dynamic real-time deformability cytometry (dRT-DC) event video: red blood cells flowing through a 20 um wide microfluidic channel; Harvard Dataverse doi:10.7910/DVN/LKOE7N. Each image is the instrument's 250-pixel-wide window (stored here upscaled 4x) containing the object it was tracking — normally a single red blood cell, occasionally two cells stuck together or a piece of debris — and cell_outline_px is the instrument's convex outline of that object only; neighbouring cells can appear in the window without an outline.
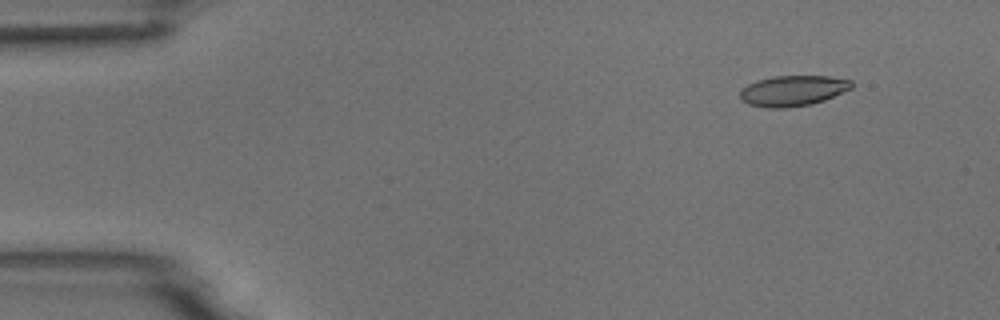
{"species": "common noctule bat (a hibernating species)", "species_latin": "Nyctalus noctula", "temperature_condition": "room temperature", "stored_images_in_passage": 5, "camera_frame_rate_fps": 3000, "um_per_image_px": 0.085, "animal": {"sex": "male", "body_mass_g": 18.8}, "frame": {"image": 1, "passage_image": 2, "time_ms": 1.333, "image_size_px": [1000, 320], "cell_outline_px": [[852, 88], [824, 100], [808, 104], [784, 108], [764, 108], [748, 104], [740, 100], [740, 88], [756, 80], [772, 76], [828, 76], [852, 80]], "centroid_in_image_um": [67.34, 7.71], "position_along_channel_um": 17.7, "area_um2": 19.94}}
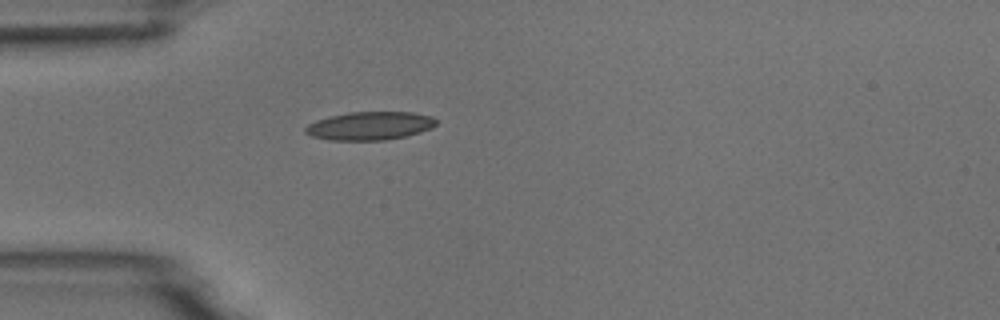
{"frame": {"image": 2, "passage_image": 5, "time_ms": 4.667, "image_size_px": [1000, 320], "cell_outline_px": [[436, 124], [432, 128], [408, 136], [384, 140], [328, 140], [312, 136], [304, 132], [304, 128], [308, 124], [316, 120], [328, 116], [348, 112], [412, 112], [432, 116], [436, 120]], "centroid_in_image_um": [31.42, 10.69], "position_along_channel_um": 53.6, "area_um2": 21.73}}